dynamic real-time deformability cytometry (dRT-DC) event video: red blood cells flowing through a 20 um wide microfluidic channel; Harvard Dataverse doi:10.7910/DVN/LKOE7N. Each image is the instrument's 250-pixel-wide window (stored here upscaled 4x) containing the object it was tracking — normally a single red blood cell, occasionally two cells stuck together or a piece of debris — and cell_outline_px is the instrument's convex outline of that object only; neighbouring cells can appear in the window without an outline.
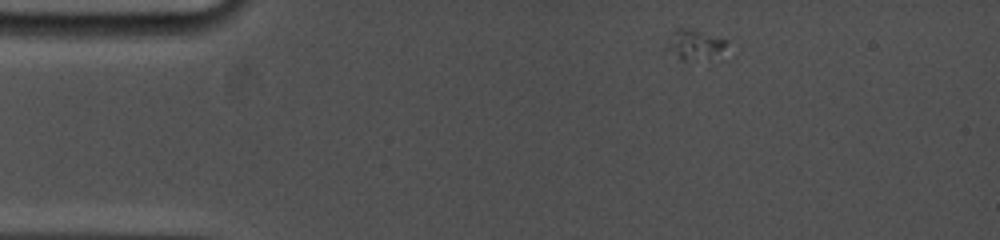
{"species": "common noctule bat (a hibernating species)", "species_latin": "Nyctalus noctula", "temperature_condition": "cold", "stored_images_in_passage": 43, "camera_frame_rate_fps": 5000, "um_per_image_px": 0.085, "animal": {"sex": "female", "body_mass_g": 19.0, "forearm_length_mm": 53.3}, "frame": {"image": 1, "passage_image": 1, "time_ms": 0.0, "image_size_px": [1000, 240], "cell_outline_px": [[728, 48], [708, 56], [684, 60], [680, 60], [660, 52], [672, 32], [676, 28], [688, 28], [728, 40]], "centroid_in_image_um": [58.87, 3.78], "position_along_channel_um": 26.1, "area_um2": 10.64}}
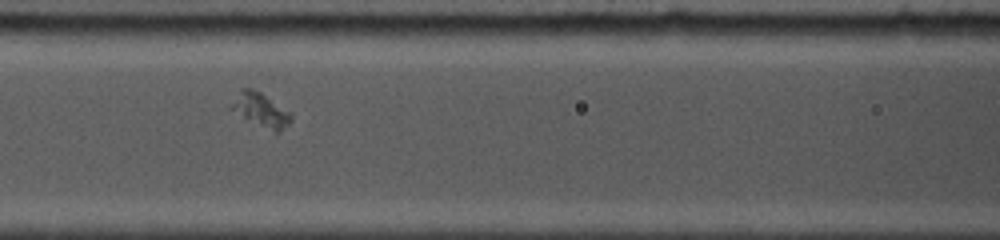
{"frame": {"image": 2, "passage_image": 13, "time_ms": 4.8, "image_size_px": [1000, 240], "cell_outline_px": [[292, 120], [280, 132], [276, 132], [228, 108], [228, 104], [240, 88], [252, 88], [260, 92], [292, 112]], "centroid_in_image_um": [22.16, 9.28], "position_along_channel_um": 144.4, "area_um2": 11.62}}
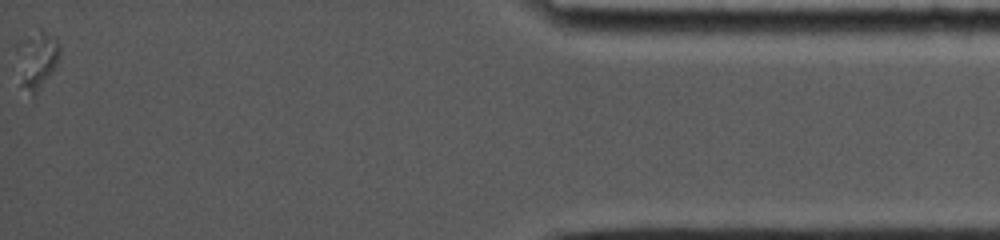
{"frame": {"image": 3, "passage_image": 43, "time_ms": 14.4, "image_size_px": [1000, 240], "cell_outline_px": [[60, 56], [56, 64], [36, 96], [32, 100], [20, 84], [36, 36], [40, 28], [56, 40], [60, 44]], "centroid_in_image_um": [3.42, 5.36], "position_along_channel_um": 431.8, "area_um2": 11.1}}